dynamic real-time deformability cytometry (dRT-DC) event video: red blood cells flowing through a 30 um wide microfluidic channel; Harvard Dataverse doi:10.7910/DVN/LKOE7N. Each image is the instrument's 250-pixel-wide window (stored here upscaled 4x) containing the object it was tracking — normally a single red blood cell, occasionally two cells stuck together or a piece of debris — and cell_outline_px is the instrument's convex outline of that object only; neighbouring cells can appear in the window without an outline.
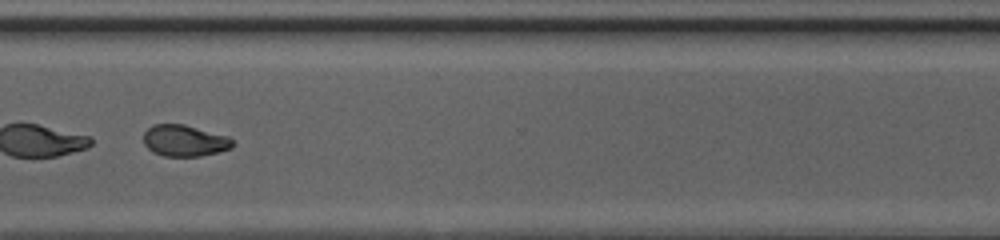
{"species": "common noctule bat (a hibernating species)", "species_latin": "Nyctalus noctula", "temperature_condition": "cold", "stored_images_in_passage": 51, "segment_of_instrument_passage": [2, 2], "camera_frame_rate_fps": 3000, "um_per_image_px": 0.085, "animal": {"sex": "female", "body_mass_g": 20.0, "forearm_length_mm": 54.0}, "frame": {"image": 1, "passage_image": 41, "time_ms": 13.333, "image_size_px": [1000, 240], "cell_outline_px": [[236, 144], [232, 148], [200, 156], [164, 156], [152, 152], [144, 144], [144, 132], [152, 124], [184, 124], [228, 136], [236, 140]], "centroid_in_image_um": [15.71, 11.95], "position_along_channel_um": 354.9, "area_um2": 16.47}}